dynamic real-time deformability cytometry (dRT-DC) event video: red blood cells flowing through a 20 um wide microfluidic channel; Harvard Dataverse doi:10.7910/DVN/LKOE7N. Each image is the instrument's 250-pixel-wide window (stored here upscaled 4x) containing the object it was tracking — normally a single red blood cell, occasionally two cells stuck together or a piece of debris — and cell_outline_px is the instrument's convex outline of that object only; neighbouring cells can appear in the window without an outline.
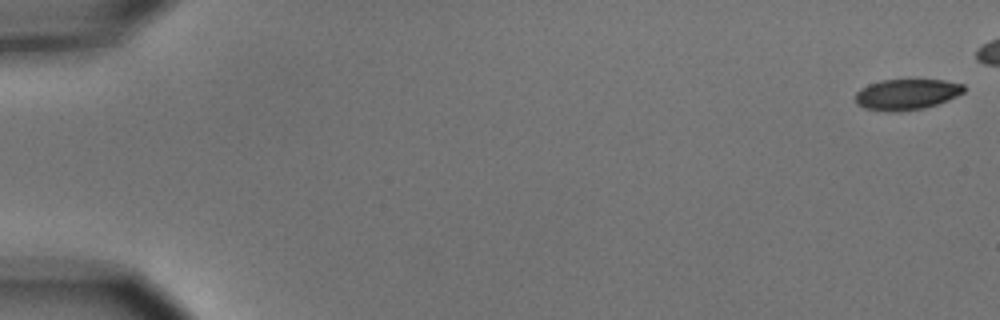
{"species": "common noctule bat (a hibernating species)", "species_latin": "Nyctalus noctula", "temperature_condition": "cold", "stored_images_in_passage": 4, "camera_frame_rate_fps": 3000, "um_per_image_px": 0.085, "animal": {"sex": "male", "body_mass_g": 15.6}, "frame": {"image": 1, "passage_image": 1, "time_ms": 0.0, "image_size_px": [1000, 320], "cell_outline_px": [[964, 92], [948, 100], [924, 108], [900, 112], [888, 112], [864, 108], [856, 104], [856, 92], [860, 88], [868, 84], [880, 80], [944, 80], [964, 84]], "centroid_in_image_um": [77.04, 8.03], "position_along_channel_um": 8.0, "area_um2": 19.59}}